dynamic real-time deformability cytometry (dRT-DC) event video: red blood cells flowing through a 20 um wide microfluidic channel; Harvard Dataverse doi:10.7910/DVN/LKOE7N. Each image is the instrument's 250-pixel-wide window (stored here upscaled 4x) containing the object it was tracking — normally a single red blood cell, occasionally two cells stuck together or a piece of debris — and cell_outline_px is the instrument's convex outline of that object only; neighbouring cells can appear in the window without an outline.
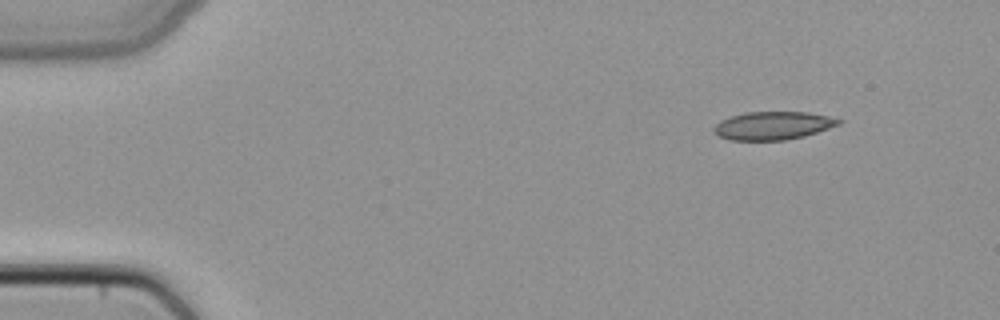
{"species": "common noctule bat (a hibernating species)", "species_latin": "Nyctalus noctula", "temperature_condition": "cold", "stored_images_in_passage": 44, "camera_frame_rate_fps": 3000, "um_per_image_px": 0.085, "animal": {"sex": "female", "body_mass_g": 22.7, "forearm_length_mm": 54.2}, "frame": {"image": 1, "passage_image": 1, "time_ms": 0.0, "image_size_px": [1000, 320], "cell_outline_px": [[844, 120], [840, 124], [804, 136], [784, 140], [728, 140], [712, 132], [712, 128], [720, 120], [744, 112], [808, 112], [828, 116]], "centroid_in_image_um": [65.67, 10.67], "position_along_channel_um": 19.3, "area_um2": 20.46}}
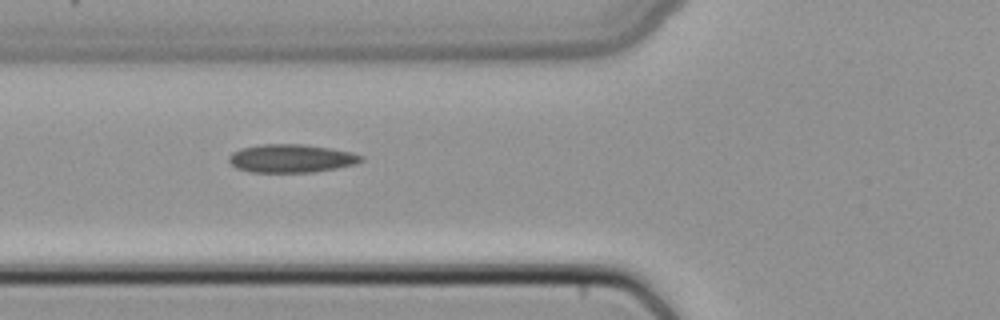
{"frame": {"image": 2, "passage_image": 14, "time_ms": 4.333, "image_size_px": [1000, 320], "cell_outline_px": [[364, 160], [356, 164], [336, 168], [312, 172], [248, 172], [236, 168], [228, 160], [228, 156], [232, 152], [240, 148], [260, 144], [304, 144], [352, 152], [364, 156]], "centroid_in_image_um": [24.74, 13.46], "position_along_channel_um": 101.1, "area_um2": 21.91}}
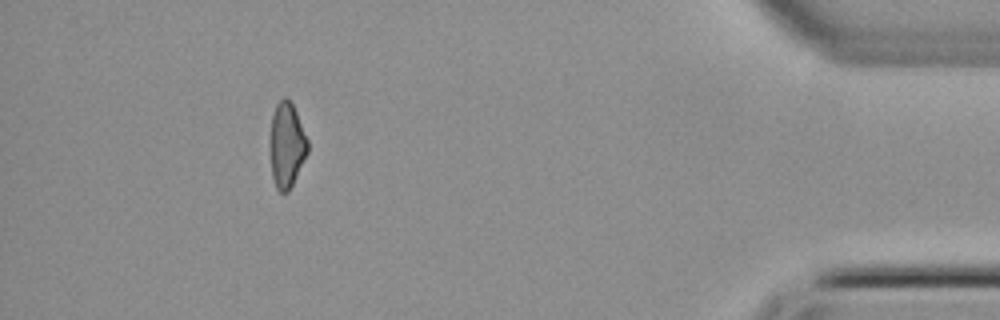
{"frame": {"image": 3, "passage_image": 40, "time_ms": 13.0, "image_size_px": [1000, 320], "cell_outline_px": [[308, 152], [288, 192], [280, 192], [276, 188], [272, 176], [272, 116], [276, 104], [284, 96], [288, 96], [296, 112], [308, 140]], "centroid_in_image_um": [24.4, 12.31], "position_along_channel_um": 410.8, "area_um2": 18.03}}